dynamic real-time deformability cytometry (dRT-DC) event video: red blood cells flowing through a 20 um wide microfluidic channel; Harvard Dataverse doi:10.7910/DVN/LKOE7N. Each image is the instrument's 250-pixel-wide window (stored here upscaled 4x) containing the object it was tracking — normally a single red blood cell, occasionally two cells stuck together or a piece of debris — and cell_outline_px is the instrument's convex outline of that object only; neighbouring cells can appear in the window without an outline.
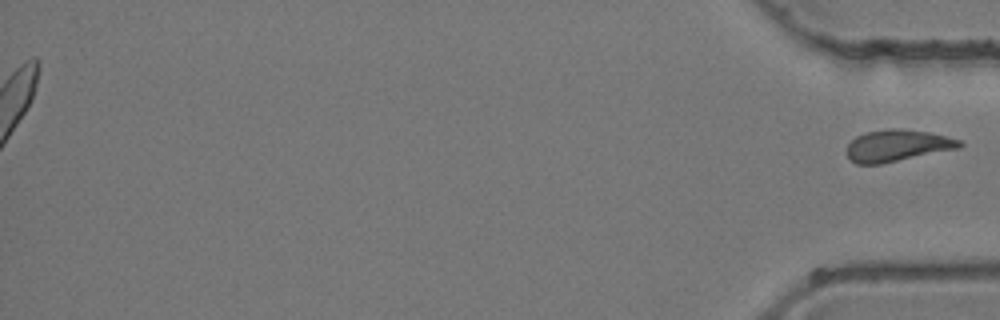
{"species": "common noctule bat (a hibernating species)", "species_latin": "Nyctalus noctula", "temperature_condition": "room temperature", "stored_images_in_passage": 30, "segment_of_instrument_passage": [2, 2], "camera_frame_rate_fps": 3000, "um_per_image_px": 0.085, "animal": {"sex": "female", "body_mass_g": 24.6, "forearm_length_mm": 56.2}, "frame": {"image": 1, "passage_image": 30, "time_ms": 9.667, "image_size_px": [1000, 320], "cell_outline_px": [[964, 144], [960, 148], [880, 164], [856, 164], [848, 156], [848, 144], [856, 136], [864, 132], [892, 128], [900, 128], [928, 132], [960, 140]], "centroid_in_image_um": [76.28, 12.37], "position_along_channel_um": 358.9, "area_um2": 20.69}}